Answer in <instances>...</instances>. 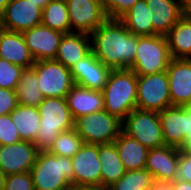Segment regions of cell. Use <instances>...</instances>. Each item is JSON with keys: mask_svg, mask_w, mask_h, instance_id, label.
I'll list each match as a JSON object with an SVG mask.
<instances>
[{"mask_svg": "<svg viewBox=\"0 0 191 190\" xmlns=\"http://www.w3.org/2000/svg\"><path fill=\"white\" fill-rule=\"evenodd\" d=\"M90 36L92 52L105 66L117 70L133 64L138 36L120 19L107 18Z\"/></svg>", "mask_w": 191, "mask_h": 190, "instance_id": "1", "label": "cell"}, {"mask_svg": "<svg viewBox=\"0 0 191 190\" xmlns=\"http://www.w3.org/2000/svg\"><path fill=\"white\" fill-rule=\"evenodd\" d=\"M104 110L123 121L137 108V75L130 69L112 70L103 88Z\"/></svg>", "mask_w": 191, "mask_h": 190, "instance_id": "2", "label": "cell"}, {"mask_svg": "<svg viewBox=\"0 0 191 190\" xmlns=\"http://www.w3.org/2000/svg\"><path fill=\"white\" fill-rule=\"evenodd\" d=\"M37 108L41 117L34 144L39 151H47L61 132L75 127V120L65 98H44Z\"/></svg>", "mask_w": 191, "mask_h": 190, "instance_id": "3", "label": "cell"}, {"mask_svg": "<svg viewBox=\"0 0 191 190\" xmlns=\"http://www.w3.org/2000/svg\"><path fill=\"white\" fill-rule=\"evenodd\" d=\"M35 190H69L73 185L72 159L39 151L31 168Z\"/></svg>", "mask_w": 191, "mask_h": 190, "instance_id": "4", "label": "cell"}, {"mask_svg": "<svg viewBox=\"0 0 191 190\" xmlns=\"http://www.w3.org/2000/svg\"><path fill=\"white\" fill-rule=\"evenodd\" d=\"M172 57L165 35L138 36L133 64L129 67L137 76L166 71Z\"/></svg>", "mask_w": 191, "mask_h": 190, "instance_id": "5", "label": "cell"}, {"mask_svg": "<svg viewBox=\"0 0 191 190\" xmlns=\"http://www.w3.org/2000/svg\"><path fill=\"white\" fill-rule=\"evenodd\" d=\"M75 130L87 144L112 143L122 131V121L101 110L75 120Z\"/></svg>", "mask_w": 191, "mask_h": 190, "instance_id": "6", "label": "cell"}, {"mask_svg": "<svg viewBox=\"0 0 191 190\" xmlns=\"http://www.w3.org/2000/svg\"><path fill=\"white\" fill-rule=\"evenodd\" d=\"M122 131L148 149L165 145L159 112L135 108L122 121Z\"/></svg>", "mask_w": 191, "mask_h": 190, "instance_id": "7", "label": "cell"}, {"mask_svg": "<svg viewBox=\"0 0 191 190\" xmlns=\"http://www.w3.org/2000/svg\"><path fill=\"white\" fill-rule=\"evenodd\" d=\"M32 67L44 98H66L75 85L70 69L55 59L36 61Z\"/></svg>", "mask_w": 191, "mask_h": 190, "instance_id": "8", "label": "cell"}, {"mask_svg": "<svg viewBox=\"0 0 191 190\" xmlns=\"http://www.w3.org/2000/svg\"><path fill=\"white\" fill-rule=\"evenodd\" d=\"M137 108L161 112L171 107L169 78L166 71L137 76Z\"/></svg>", "mask_w": 191, "mask_h": 190, "instance_id": "9", "label": "cell"}, {"mask_svg": "<svg viewBox=\"0 0 191 190\" xmlns=\"http://www.w3.org/2000/svg\"><path fill=\"white\" fill-rule=\"evenodd\" d=\"M65 1L69 12L71 32L90 35L107 19L102 0Z\"/></svg>", "mask_w": 191, "mask_h": 190, "instance_id": "10", "label": "cell"}, {"mask_svg": "<svg viewBox=\"0 0 191 190\" xmlns=\"http://www.w3.org/2000/svg\"><path fill=\"white\" fill-rule=\"evenodd\" d=\"M71 159L73 165V185L101 188L99 144L84 143Z\"/></svg>", "mask_w": 191, "mask_h": 190, "instance_id": "11", "label": "cell"}, {"mask_svg": "<svg viewBox=\"0 0 191 190\" xmlns=\"http://www.w3.org/2000/svg\"><path fill=\"white\" fill-rule=\"evenodd\" d=\"M42 10L29 0H11L0 15V28L22 33L41 24Z\"/></svg>", "mask_w": 191, "mask_h": 190, "instance_id": "12", "label": "cell"}, {"mask_svg": "<svg viewBox=\"0 0 191 190\" xmlns=\"http://www.w3.org/2000/svg\"><path fill=\"white\" fill-rule=\"evenodd\" d=\"M39 150L30 141H20L11 145L0 146V169L8 176L30 172Z\"/></svg>", "mask_w": 191, "mask_h": 190, "instance_id": "13", "label": "cell"}, {"mask_svg": "<svg viewBox=\"0 0 191 190\" xmlns=\"http://www.w3.org/2000/svg\"><path fill=\"white\" fill-rule=\"evenodd\" d=\"M25 43L35 61L55 59L63 33L43 24L22 32Z\"/></svg>", "mask_w": 191, "mask_h": 190, "instance_id": "14", "label": "cell"}, {"mask_svg": "<svg viewBox=\"0 0 191 190\" xmlns=\"http://www.w3.org/2000/svg\"><path fill=\"white\" fill-rule=\"evenodd\" d=\"M165 145L181 148L188 133L190 107L171 106L159 112Z\"/></svg>", "mask_w": 191, "mask_h": 190, "instance_id": "15", "label": "cell"}, {"mask_svg": "<svg viewBox=\"0 0 191 190\" xmlns=\"http://www.w3.org/2000/svg\"><path fill=\"white\" fill-rule=\"evenodd\" d=\"M166 72L172 106L191 107V59L172 58Z\"/></svg>", "mask_w": 191, "mask_h": 190, "instance_id": "16", "label": "cell"}, {"mask_svg": "<svg viewBox=\"0 0 191 190\" xmlns=\"http://www.w3.org/2000/svg\"><path fill=\"white\" fill-rule=\"evenodd\" d=\"M111 71L112 69L97 59L92 51L70 69L75 84L101 92Z\"/></svg>", "mask_w": 191, "mask_h": 190, "instance_id": "17", "label": "cell"}, {"mask_svg": "<svg viewBox=\"0 0 191 190\" xmlns=\"http://www.w3.org/2000/svg\"><path fill=\"white\" fill-rule=\"evenodd\" d=\"M179 148L163 145L151 148L147 154L146 169L157 182H172L178 169Z\"/></svg>", "mask_w": 191, "mask_h": 190, "instance_id": "18", "label": "cell"}, {"mask_svg": "<svg viewBox=\"0 0 191 190\" xmlns=\"http://www.w3.org/2000/svg\"><path fill=\"white\" fill-rule=\"evenodd\" d=\"M153 35H167L184 16L183 0H146Z\"/></svg>", "mask_w": 191, "mask_h": 190, "instance_id": "19", "label": "cell"}, {"mask_svg": "<svg viewBox=\"0 0 191 190\" xmlns=\"http://www.w3.org/2000/svg\"><path fill=\"white\" fill-rule=\"evenodd\" d=\"M0 59H5L23 68H30L36 62L22 33L2 28H0Z\"/></svg>", "mask_w": 191, "mask_h": 190, "instance_id": "20", "label": "cell"}, {"mask_svg": "<svg viewBox=\"0 0 191 190\" xmlns=\"http://www.w3.org/2000/svg\"><path fill=\"white\" fill-rule=\"evenodd\" d=\"M66 102L74 120L104 110L103 92L75 84L66 95Z\"/></svg>", "mask_w": 191, "mask_h": 190, "instance_id": "21", "label": "cell"}, {"mask_svg": "<svg viewBox=\"0 0 191 190\" xmlns=\"http://www.w3.org/2000/svg\"><path fill=\"white\" fill-rule=\"evenodd\" d=\"M91 49V36L85 33L64 34L57 50L55 60L71 69L79 60L87 56Z\"/></svg>", "mask_w": 191, "mask_h": 190, "instance_id": "22", "label": "cell"}, {"mask_svg": "<svg viewBox=\"0 0 191 190\" xmlns=\"http://www.w3.org/2000/svg\"><path fill=\"white\" fill-rule=\"evenodd\" d=\"M118 155L127 171L140 170L146 167L149 149L123 131L114 141Z\"/></svg>", "mask_w": 191, "mask_h": 190, "instance_id": "23", "label": "cell"}, {"mask_svg": "<svg viewBox=\"0 0 191 190\" xmlns=\"http://www.w3.org/2000/svg\"><path fill=\"white\" fill-rule=\"evenodd\" d=\"M99 160L101 163V188L107 189L126 172L114 142L99 144Z\"/></svg>", "mask_w": 191, "mask_h": 190, "instance_id": "24", "label": "cell"}, {"mask_svg": "<svg viewBox=\"0 0 191 190\" xmlns=\"http://www.w3.org/2000/svg\"><path fill=\"white\" fill-rule=\"evenodd\" d=\"M174 59H191V19L183 16L166 35Z\"/></svg>", "mask_w": 191, "mask_h": 190, "instance_id": "25", "label": "cell"}, {"mask_svg": "<svg viewBox=\"0 0 191 190\" xmlns=\"http://www.w3.org/2000/svg\"><path fill=\"white\" fill-rule=\"evenodd\" d=\"M10 114L13 123L20 133L21 140L34 143L40 129L41 116L38 108L18 104Z\"/></svg>", "mask_w": 191, "mask_h": 190, "instance_id": "26", "label": "cell"}, {"mask_svg": "<svg viewBox=\"0 0 191 190\" xmlns=\"http://www.w3.org/2000/svg\"><path fill=\"white\" fill-rule=\"evenodd\" d=\"M120 20L134 35H153V26L146 0H138Z\"/></svg>", "mask_w": 191, "mask_h": 190, "instance_id": "27", "label": "cell"}, {"mask_svg": "<svg viewBox=\"0 0 191 190\" xmlns=\"http://www.w3.org/2000/svg\"><path fill=\"white\" fill-rule=\"evenodd\" d=\"M18 104L38 107L44 97L39 89V84L33 67L25 68L19 84L15 89Z\"/></svg>", "mask_w": 191, "mask_h": 190, "instance_id": "28", "label": "cell"}, {"mask_svg": "<svg viewBox=\"0 0 191 190\" xmlns=\"http://www.w3.org/2000/svg\"><path fill=\"white\" fill-rule=\"evenodd\" d=\"M41 24L63 34L71 33L66 1L51 0L42 10Z\"/></svg>", "mask_w": 191, "mask_h": 190, "instance_id": "29", "label": "cell"}, {"mask_svg": "<svg viewBox=\"0 0 191 190\" xmlns=\"http://www.w3.org/2000/svg\"><path fill=\"white\" fill-rule=\"evenodd\" d=\"M154 183L153 175L146 168L130 170L109 186L107 190H151Z\"/></svg>", "mask_w": 191, "mask_h": 190, "instance_id": "30", "label": "cell"}, {"mask_svg": "<svg viewBox=\"0 0 191 190\" xmlns=\"http://www.w3.org/2000/svg\"><path fill=\"white\" fill-rule=\"evenodd\" d=\"M84 144L75 128L61 132L47 150L53 155L72 158Z\"/></svg>", "mask_w": 191, "mask_h": 190, "instance_id": "31", "label": "cell"}, {"mask_svg": "<svg viewBox=\"0 0 191 190\" xmlns=\"http://www.w3.org/2000/svg\"><path fill=\"white\" fill-rule=\"evenodd\" d=\"M24 69L22 66L0 59V88L15 90Z\"/></svg>", "mask_w": 191, "mask_h": 190, "instance_id": "32", "label": "cell"}, {"mask_svg": "<svg viewBox=\"0 0 191 190\" xmlns=\"http://www.w3.org/2000/svg\"><path fill=\"white\" fill-rule=\"evenodd\" d=\"M20 133L12 121L11 114L0 116V146L20 142Z\"/></svg>", "mask_w": 191, "mask_h": 190, "instance_id": "33", "label": "cell"}, {"mask_svg": "<svg viewBox=\"0 0 191 190\" xmlns=\"http://www.w3.org/2000/svg\"><path fill=\"white\" fill-rule=\"evenodd\" d=\"M138 0H102L108 19H121Z\"/></svg>", "mask_w": 191, "mask_h": 190, "instance_id": "34", "label": "cell"}, {"mask_svg": "<svg viewBox=\"0 0 191 190\" xmlns=\"http://www.w3.org/2000/svg\"><path fill=\"white\" fill-rule=\"evenodd\" d=\"M4 190H35L31 173L25 172L6 176Z\"/></svg>", "mask_w": 191, "mask_h": 190, "instance_id": "35", "label": "cell"}, {"mask_svg": "<svg viewBox=\"0 0 191 190\" xmlns=\"http://www.w3.org/2000/svg\"><path fill=\"white\" fill-rule=\"evenodd\" d=\"M176 180L191 182V151L179 148Z\"/></svg>", "mask_w": 191, "mask_h": 190, "instance_id": "36", "label": "cell"}, {"mask_svg": "<svg viewBox=\"0 0 191 190\" xmlns=\"http://www.w3.org/2000/svg\"><path fill=\"white\" fill-rule=\"evenodd\" d=\"M17 106L15 90L0 88V116L10 114Z\"/></svg>", "mask_w": 191, "mask_h": 190, "instance_id": "37", "label": "cell"}, {"mask_svg": "<svg viewBox=\"0 0 191 190\" xmlns=\"http://www.w3.org/2000/svg\"><path fill=\"white\" fill-rule=\"evenodd\" d=\"M171 183L173 190H191V182L175 179Z\"/></svg>", "mask_w": 191, "mask_h": 190, "instance_id": "38", "label": "cell"}, {"mask_svg": "<svg viewBox=\"0 0 191 190\" xmlns=\"http://www.w3.org/2000/svg\"><path fill=\"white\" fill-rule=\"evenodd\" d=\"M188 133L186 136V140L184 142V145L180 149H185L187 151H191V107H190V120H189V126H188Z\"/></svg>", "mask_w": 191, "mask_h": 190, "instance_id": "39", "label": "cell"}, {"mask_svg": "<svg viewBox=\"0 0 191 190\" xmlns=\"http://www.w3.org/2000/svg\"><path fill=\"white\" fill-rule=\"evenodd\" d=\"M151 190H173L172 183L155 181Z\"/></svg>", "mask_w": 191, "mask_h": 190, "instance_id": "40", "label": "cell"}, {"mask_svg": "<svg viewBox=\"0 0 191 190\" xmlns=\"http://www.w3.org/2000/svg\"><path fill=\"white\" fill-rule=\"evenodd\" d=\"M184 16L191 19V0H183Z\"/></svg>", "mask_w": 191, "mask_h": 190, "instance_id": "41", "label": "cell"}, {"mask_svg": "<svg viewBox=\"0 0 191 190\" xmlns=\"http://www.w3.org/2000/svg\"><path fill=\"white\" fill-rule=\"evenodd\" d=\"M69 190H97L96 186H77L72 185Z\"/></svg>", "mask_w": 191, "mask_h": 190, "instance_id": "42", "label": "cell"}, {"mask_svg": "<svg viewBox=\"0 0 191 190\" xmlns=\"http://www.w3.org/2000/svg\"><path fill=\"white\" fill-rule=\"evenodd\" d=\"M40 8H44L51 0H29Z\"/></svg>", "mask_w": 191, "mask_h": 190, "instance_id": "43", "label": "cell"}, {"mask_svg": "<svg viewBox=\"0 0 191 190\" xmlns=\"http://www.w3.org/2000/svg\"><path fill=\"white\" fill-rule=\"evenodd\" d=\"M11 0H0V15L5 11L6 6Z\"/></svg>", "mask_w": 191, "mask_h": 190, "instance_id": "44", "label": "cell"}, {"mask_svg": "<svg viewBox=\"0 0 191 190\" xmlns=\"http://www.w3.org/2000/svg\"><path fill=\"white\" fill-rule=\"evenodd\" d=\"M5 178H6V175L0 169V190H4Z\"/></svg>", "mask_w": 191, "mask_h": 190, "instance_id": "45", "label": "cell"}]
</instances>
